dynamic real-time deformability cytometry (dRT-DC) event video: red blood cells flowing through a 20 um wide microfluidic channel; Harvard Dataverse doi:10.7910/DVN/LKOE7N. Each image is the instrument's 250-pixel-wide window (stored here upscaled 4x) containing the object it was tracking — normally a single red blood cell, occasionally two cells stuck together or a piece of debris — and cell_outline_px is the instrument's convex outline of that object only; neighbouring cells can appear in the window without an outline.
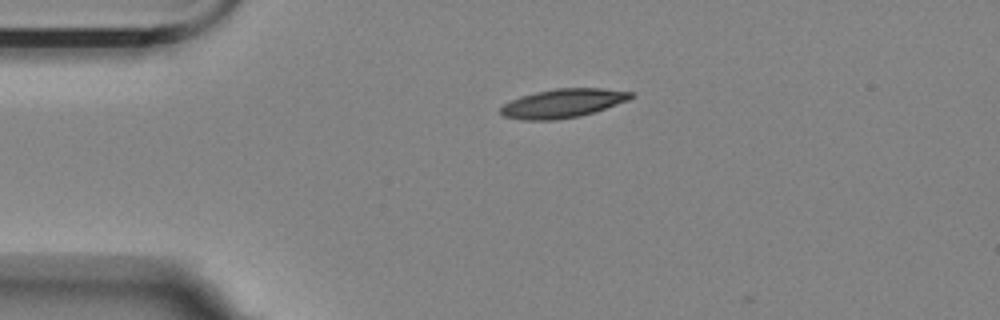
{"species": "Egyptian fruit bat (a non-hibernating species)", "species_latin": "Rousettus aegyptiacus", "temperature_condition": "room temperature", "stored_images_in_passage": 2, "camera_frame_rate_fps": 3000, "um_per_image_px": 0.085, "animal": {"sex": "female"}, "frame": {"image": 1, "passage_image": 1, "time_ms": 0.0, "image_size_px": [1000, 320], "cell_outline_px": [[632, 96], [628, 100], [580, 116], [556, 120], [524, 120], [504, 116], [500, 112], [500, 108], [504, 104], [520, 96], [536, 92], [556, 88], [600, 88], [632, 92]], "centroid_in_image_um": [47.8, 8.78], "position_along_channel_um": 37.2, "area_um2": 21.56}}